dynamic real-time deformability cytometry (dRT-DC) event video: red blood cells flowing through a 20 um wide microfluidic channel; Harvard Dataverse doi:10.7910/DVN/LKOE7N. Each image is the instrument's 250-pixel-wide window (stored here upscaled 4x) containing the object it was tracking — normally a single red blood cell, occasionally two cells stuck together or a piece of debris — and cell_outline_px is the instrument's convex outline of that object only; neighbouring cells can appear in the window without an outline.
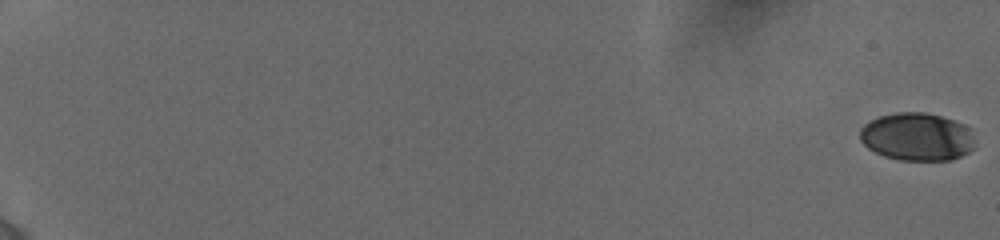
{"species": "human", "species_latin": "Homo sapiens", "temperature_condition": "cold", "stored_images_in_passage": 51, "camera_frame_rate_fps": 3000, "um_per_image_px": 0.085, "donor": {"sex": "female"}, "frame": {"image": 1, "passage_image": 1, "time_ms": 0.0, "image_size_px": [1000, 240], "cell_outline_px": [[976, 140], [972, 148], [968, 152], [952, 160], [900, 160], [884, 156], [868, 148], [860, 140], [860, 128], [868, 120], [880, 116], [896, 112], [924, 112], [940, 116], [964, 124], [972, 128]], "centroid_in_image_um": [77.96, 11.62], "position_along_channel_um": 7.0, "area_um2": 32.43}}
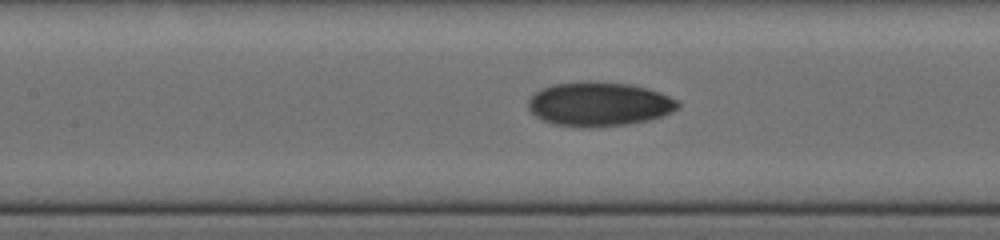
{"frame": {"image": 2, "passage_image": 28, "time_ms": 10.0, "image_size_px": [1000, 240], "cell_outline_px": [[680, 104], [672, 112], [648, 120], [628, 124], [552, 124], [536, 116], [528, 108], [528, 100], [540, 88], [552, 84], [628, 84], [660, 92], [676, 100]], "centroid_in_image_um": [50.92, 8.84], "position_along_channel_um": 156.5, "area_um2": 36.3}}
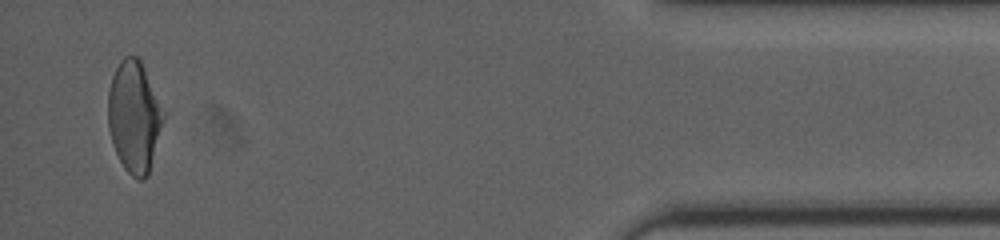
{"frame": {"image": 3, "passage_image": 50, "time_ms": 18.333, "image_size_px": [1000, 240], "cell_outline_px": [[164, 116], [148, 176], [144, 180], [140, 180], [132, 176], [124, 168], [112, 144], [108, 128], [108, 92], [112, 76], [120, 60], [124, 56], [136, 56], [140, 60], [144, 68], [164, 112]], "centroid_in_image_um": [11.38, 9.93], "position_along_channel_um": 423.8, "area_um2": 35.49}, "authors_computed_cell_mechanics": {"area_um2": 35.4892, "velocity_mm_per_s": 3.8936, "shape_relaxation_time_tau1_ms": 5.7241, "shape_relaxation_time_tau2_ms": 2.2949, "deformation_change_tau1": 0.1765, "deformation_change_tau2": 0.062}}